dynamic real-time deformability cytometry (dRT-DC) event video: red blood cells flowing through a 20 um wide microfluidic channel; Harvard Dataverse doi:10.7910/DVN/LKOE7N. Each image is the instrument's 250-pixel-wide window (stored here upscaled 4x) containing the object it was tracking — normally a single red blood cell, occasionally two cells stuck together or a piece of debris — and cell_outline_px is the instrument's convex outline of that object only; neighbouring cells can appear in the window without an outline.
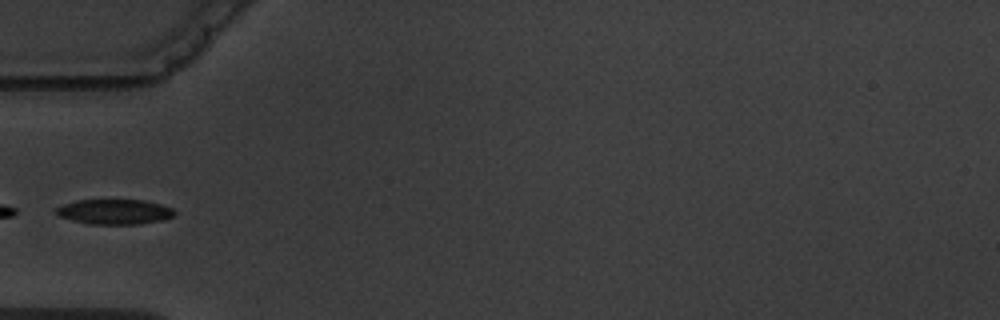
{"species": "common noctule bat (a hibernating species)", "species_latin": "Nyctalus noctula", "temperature_condition": "warm", "stored_images_in_passage": 8, "camera_frame_rate_fps": 3000, "um_per_image_px": 0.085, "animal": {"sex": "male", "body_mass_g": 19.5, "forearm_length_mm": 54.6}, "frame": {"image": 1, "passage_image": 6, "time_ms": 5.667, "image_size_px": [1000, 320], "cell_outline_px": [[176, 212], [172, 216], [160, 220], [140, 224], [92, 224], [72, 220], [60, 216], [56, 212], [56, 208], [64, 204], [76, 200], [144, 200], [160, 204], [172, 208]], "centroid_in_image_um": [9.74, 17.99], "position_along_channel_um": 75.3, "area_um2": 17.05}}